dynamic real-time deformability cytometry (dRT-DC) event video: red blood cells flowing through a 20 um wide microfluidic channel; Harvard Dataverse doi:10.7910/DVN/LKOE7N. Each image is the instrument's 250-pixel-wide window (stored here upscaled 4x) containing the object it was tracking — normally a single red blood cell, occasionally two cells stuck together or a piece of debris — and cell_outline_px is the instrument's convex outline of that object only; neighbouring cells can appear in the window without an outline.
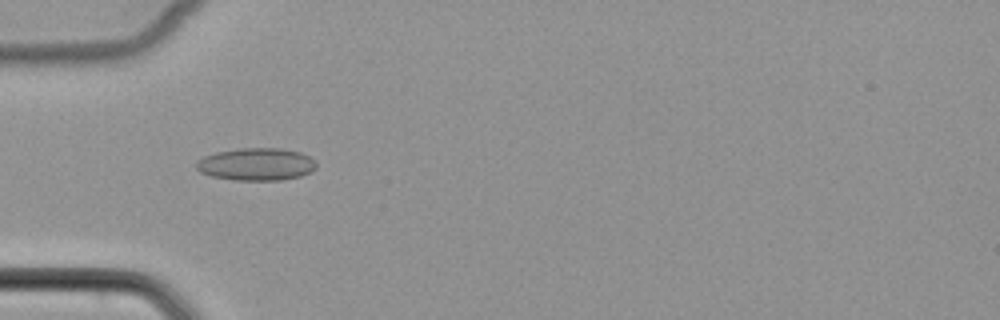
{"species": "common noctule bat (a hibernating species)", "species_latin": "Nyctalus noctula", "temperature_condition": "cold", "stored_images_in_passage": 52, "camera_frame_rate_fps": 3000, "um_per_image_px": 0.085, "animal": {"sex": "female", "body_mass_g": 22.7, "forearm_length_mm": 54.2}, "frame": {"image": 1, "passage_image": 17, "time_ms": 5.333, "image_size_px": [1000, 320], "cell_outline_px": [[316, 168], [312, 172], [300, 176], [280, 180], [232, 180], [212, 176], [200, 172], [196, 168], [196, 160], [204, 156], [216, 152], [240, 148], [280, 148], [300, 152], [316, 160]], "centroid_in_image_um": [21.79, 13.96], "position_along_channel_um": 63.2, "area_um2": 22.89}}
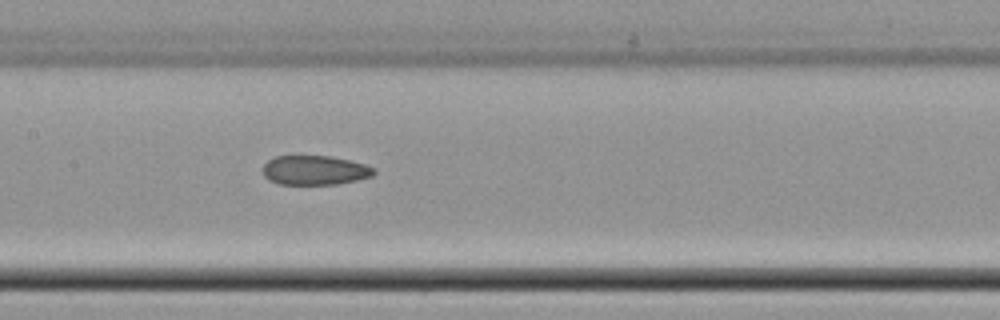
{"frame": {"image": 2, "passage_image": 26, "time_ms": 8.333, "image_size_px": [1000, 320], "cell_outline_px": [[376, 172], [372, 176], [356, 180], [336, 184], [276, 184], [268, 180], [264, 176], [264, 164], [268, 160], [276, 156], [296, 152], [328, 156], [348, 160], [364, 164], [376, 168]], "centroid_in_image_um": [26.7, 14.42], "position_along_channel_um": 180.7, "area_um2": 19.71}}
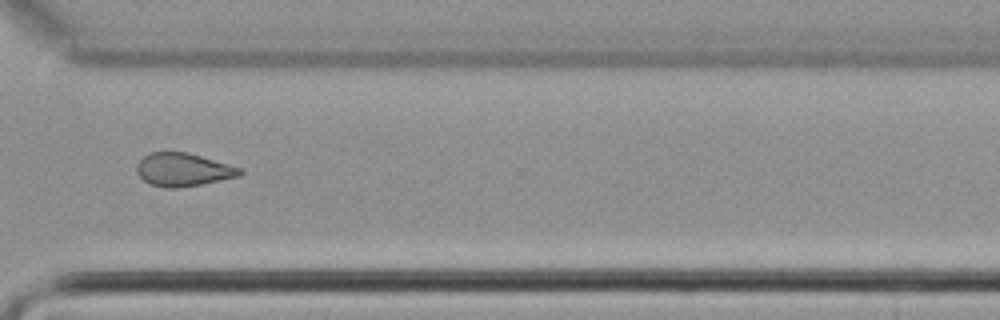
{"frame": {"image": 3, "passage_image": 39, "time_ms": 12.667, "image_size_px": [1000, 320], "cell_outline_px": [[244, 172], [240, 176], [200, 184], [176, 188], [164, 188], [152, 184], [144, 180], [136, 172], [136, 164], [144, 156], [152, 152], [188, 152], [228, 164], [240, 168]], "centroid_in_image_um": [15.55, 14.42], "position_along_channel_um": 355.0, "area_um2": 19.77}}